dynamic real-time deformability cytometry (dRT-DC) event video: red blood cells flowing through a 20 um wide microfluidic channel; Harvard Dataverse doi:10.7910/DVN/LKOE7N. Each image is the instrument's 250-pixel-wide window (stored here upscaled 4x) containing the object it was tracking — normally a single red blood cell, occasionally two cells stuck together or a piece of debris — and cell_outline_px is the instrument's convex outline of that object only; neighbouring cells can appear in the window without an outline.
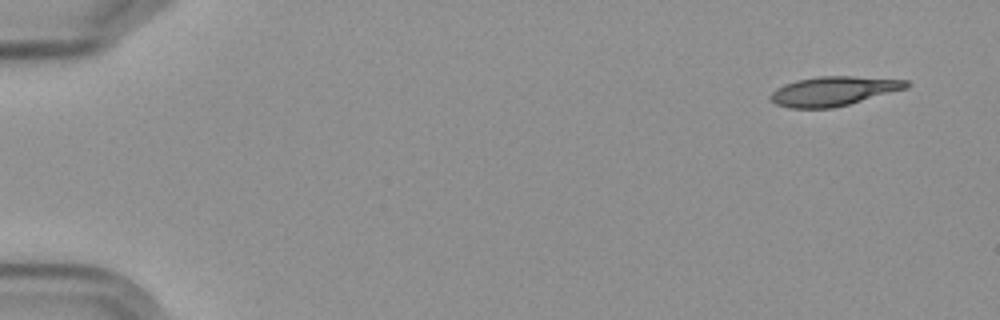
{"species": "Egyptian fruit bat (a non-hibernating species)", "species_latin": "Rousettus aegyptiacus", "temperature_condition": "cold", "stored_images_in_passage": 6, "camera_frame_rate_fps": 3000, "um_per_image_px": 0.085, "frame": {"image": 1, "passage_image": 1, "time_ms": 0.0, "image_size_px": [1000, 320], "cell_outline_px": [[908, 88], [848, 104], [832, 108], [788, 108], [776, 104], [768, 96], [776, 88], [784, 84], [796, 80], [820, 76], [856, 76], [908, 80]], "centroid_in_image_um": [70.83, 7.74], "position_along_channel_um": 14.2, "area_um2": 23.18}}
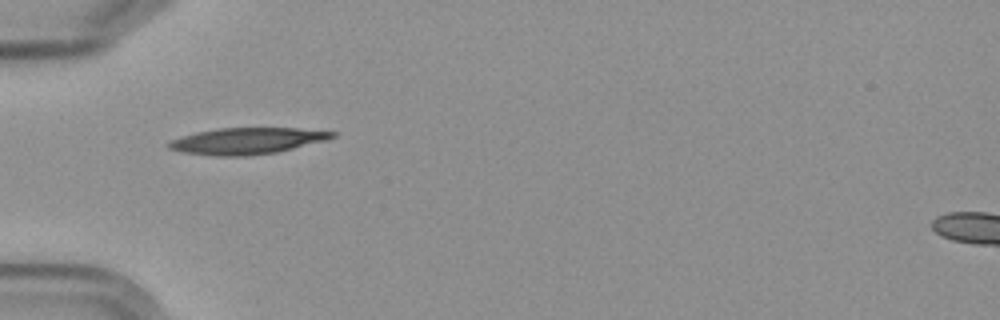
{"frame": {"image": 2, "passage_image": 5, "time_ms": 5.0, "image_size_px": [1000, 320], "cell_outline_px": [[336, 136], [324, 140], [276, 152], [248, 156], [216, 156], [184, 152], [168, 148], [168, 140], [196, 132], [220, 128], [296, 128], [336, 132]], "centroid_in_image_um": [20.95, 11.97], "position_along_channel_um": 64.1, "area_um2": 24.85}}
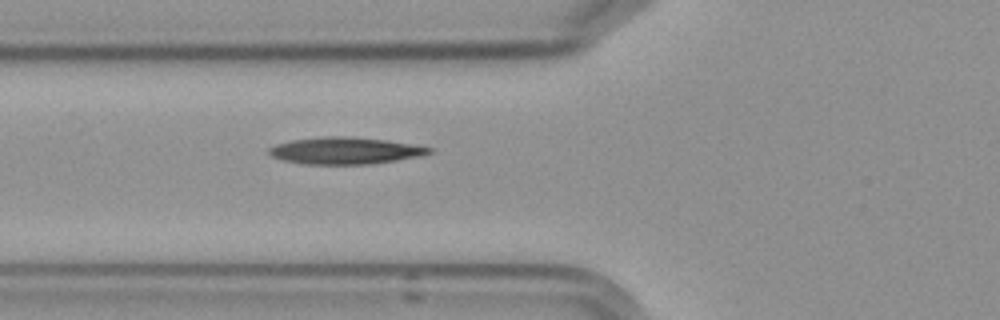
{"frame": {"image": 3, "passage_image": 6, "time_ms": 6.0, "image_size_px": [1000, 320], "cell_outline_px": [[432, 152], [420, 156], [396, 160], [368, 164], [304, 164], [284, 160], [272, 156], [268, 152], [268, 148], [276, 144], [292, 140], [324, 136], [352, 136], [384, 140], [432, 148]], "centroid_in_image_um": [29.29, 12.8], "position_along_channel_um": 96.5, "area_um2": 24.8}}